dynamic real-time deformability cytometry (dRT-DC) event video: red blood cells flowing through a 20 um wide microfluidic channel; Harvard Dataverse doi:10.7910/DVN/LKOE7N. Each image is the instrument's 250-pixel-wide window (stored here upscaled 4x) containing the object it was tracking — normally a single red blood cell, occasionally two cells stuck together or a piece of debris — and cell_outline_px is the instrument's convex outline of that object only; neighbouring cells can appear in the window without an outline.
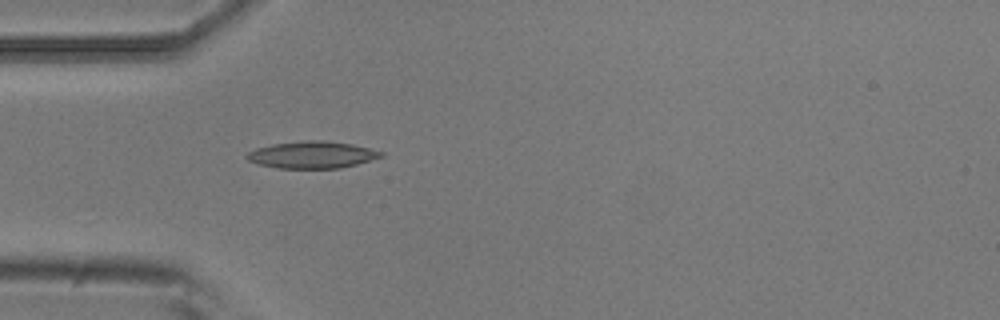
{"species": "common noctule bat (a hibernating species)", "species_latin": "Nyctalus noctula", "temperature_condition": "room temperature", "stored_images_in_passage": 4, "camera_frame_rate_fps": 3000, "um_per_image_px": 0.085, "animal": {"sex": "male", "body_mass_g": 20.5, "forearm_length_mm": 52.5}, "frame": {"image": 1, "passage_image": 4, "time_ms": 1.0, "image_size_px": [1000, 320], "cell_outline_px": [[384, 156], [356, 164], [340, 168], [280, 168], [260, 164], [248, 160], [244, 156], [248, 152], [256, 148], [272, 144], [308, 140], [324, 140], [352, 144], [384, 152]], "centroid_in_image_um": [26.53, 13.15], "position_along_channel_um": 58.5, "area_um2": 20.92}}